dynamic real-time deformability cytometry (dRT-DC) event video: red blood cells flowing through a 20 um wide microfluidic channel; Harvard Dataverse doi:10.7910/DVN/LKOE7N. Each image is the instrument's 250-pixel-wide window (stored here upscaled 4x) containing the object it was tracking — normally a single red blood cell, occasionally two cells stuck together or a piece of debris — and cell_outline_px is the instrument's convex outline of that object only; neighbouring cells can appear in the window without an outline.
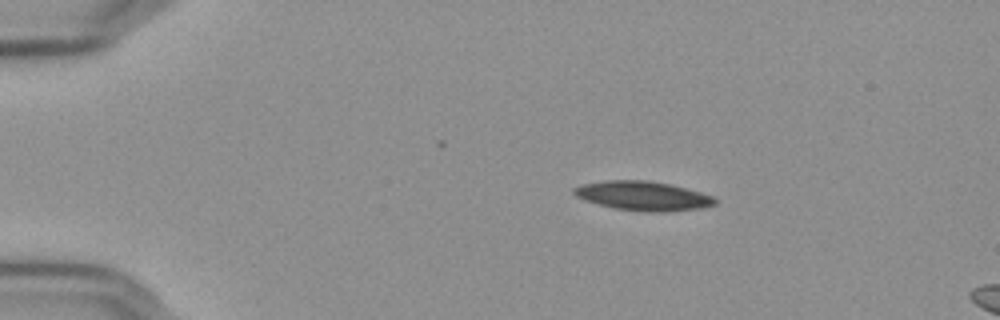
{"species": "Egyptian fruit bat (a non-hibernating species)", "species_latin": "Rousettus aegyptiacus", "temperature_condition": "cold", "stored_images_in_passage": 47, "camera_frame_rate_fps": 3000, "um_per_image_px": 0.085, "frame": {"image": 1, "passage_image": 1, "time_ms": 0.0, "image_size_px": [1000, 320], "cell_outline_px": [[716, 204], [704, 208], [664, 212], [648, 212], [612, 208], [584, 200], [576, 196], [572, 192], [572, 188], [584, 184], [604, 180], [648, 180], [668, 184], [716, 196]], "centroid_in_image_um": [54.66, 16.66], "position_along_channel_um": 30.3, "area_um2": 24.16}}
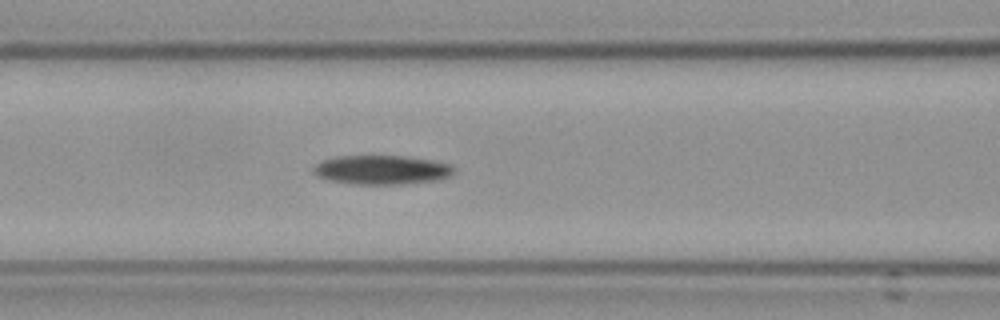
{"frame": {"image": 2, "passage_image": 15, "time_ms": 4.667, "image_size_px": [1000, 320], "cell_outline_px": [[456, 168], [448, 176], [440, 180], [400, 184], [356, 184], [328, 180], [312, 172], [312, 168], [316, 164], [324, 160], [336, 156], [404, 156], [432, 160], [452, 164]], "centroid_in_image_um": [32.47, 14.43], "position_along_channel_um": 134.1, "area_um2": 23.81}}
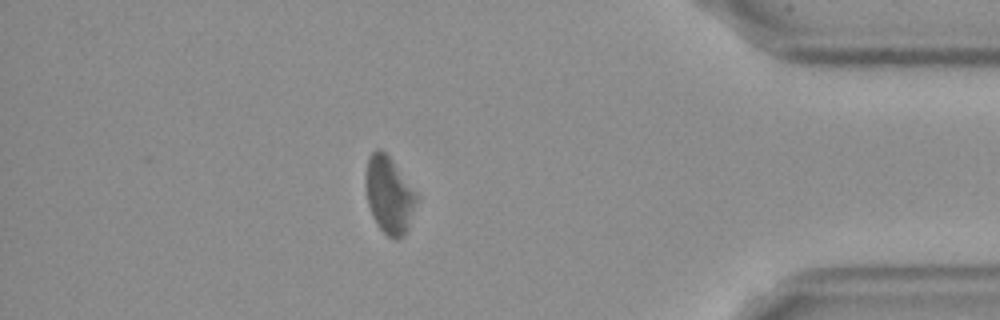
{"frame": {"image": 3, "passage_image": 40, "time_ms": 13.0, "image_size_px": [1000, 320], "cell_outline_px": [[420, 196], [408, 228], [404, 236], [400, 240], [396, 240], [388, 236], [376, 224], [372, 216], [368, 204], [364, 184], [364, 176], [368, 156], [376, 148], [380, 148], [392, 160]], "centroid_in_image_um": [33.08, 16.58], "position_along_channel_um": 402.1, "area_um2": 23.41}}